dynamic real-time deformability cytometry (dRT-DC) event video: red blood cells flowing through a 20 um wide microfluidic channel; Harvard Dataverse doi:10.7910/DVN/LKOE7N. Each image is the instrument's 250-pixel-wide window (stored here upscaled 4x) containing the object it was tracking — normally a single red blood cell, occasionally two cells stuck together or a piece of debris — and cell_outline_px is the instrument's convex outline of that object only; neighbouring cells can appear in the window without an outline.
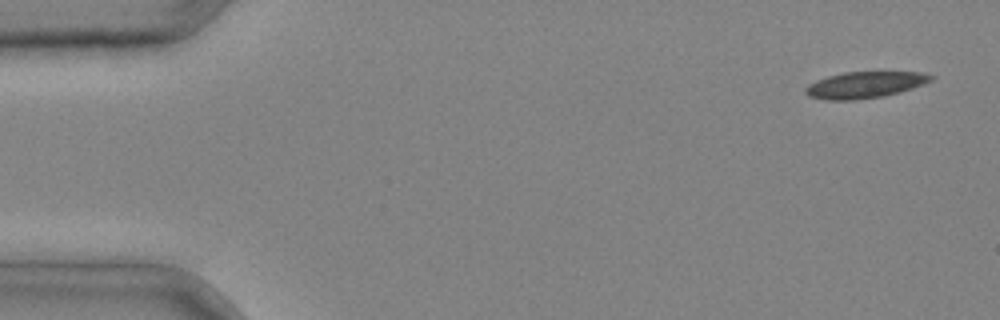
{"species": "common noctule bat (a hibernating species)", "species_latin": "Nyctalus noctula", "temperature_condition": "cold", "stored_images_in_passage": 3, "camera_frame_rate_fps": 3000, "um_per_image_px": 0.085, "animal": {"sex": "male", "body_mass_g": 20.4}, "frame": {"image": 1, "passage_image": 1, "time_ms": 0.0, "image_size_px": [1000, 320], "cell_outline_px": [[936, 76], [932, 80], [912, 88], [900, 92], [884, 96], [852, 100], [824, 100], [808, 96], [804, 92], [804, 88], [808, 84], [816, 80], [828, 76], [844, 72], [920, 72]], "centroid_in_image_um": [73.47, 7.21], "position_along_channel_um": 11.5, "area_um2": 19.36}}
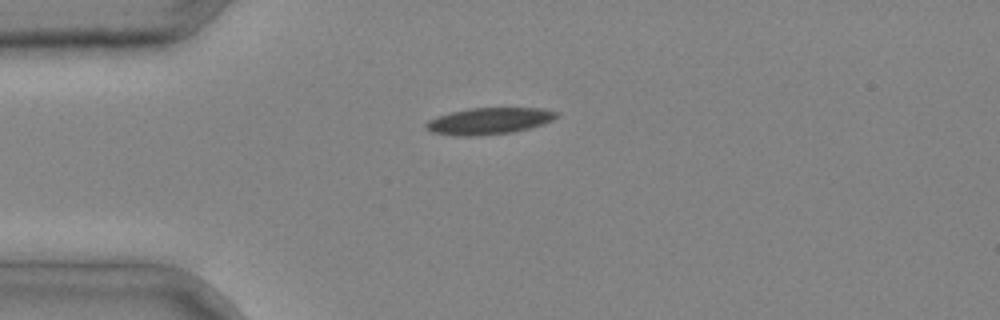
{"frame": {"image": 2, "passage_image": 3, "time_ms": 0.667, "image_size_px": [1000, 320], "cell_outline_px": [[560, 116], [544, 124], [512, 132], [480, 136], [460, 136], [432, 132], [424, 128], [424, 124], [428, 120], [436, 116], [468, 108], [540, 108], [560, 112]], "centroid_in_image_um": [41.57, 10.28], "position_along_channel_um": 43.4, "area_um2": 20.4}}